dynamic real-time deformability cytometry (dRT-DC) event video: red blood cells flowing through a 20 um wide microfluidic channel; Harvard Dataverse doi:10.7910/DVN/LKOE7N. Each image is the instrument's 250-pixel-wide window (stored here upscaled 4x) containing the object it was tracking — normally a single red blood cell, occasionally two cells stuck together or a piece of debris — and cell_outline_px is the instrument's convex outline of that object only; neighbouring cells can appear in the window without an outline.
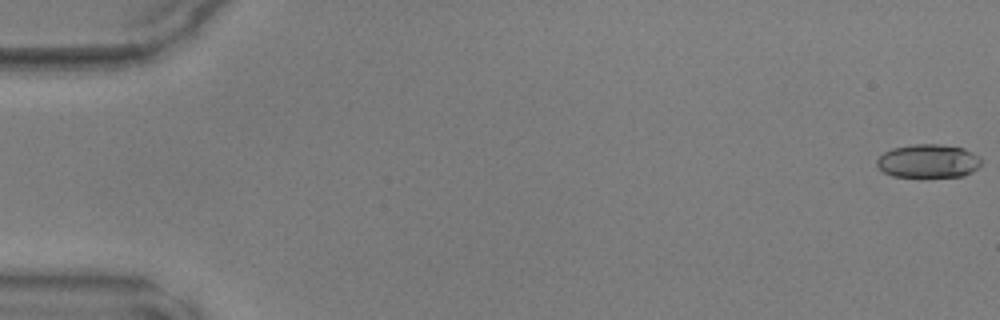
{"species": "common noctule bat (a hibernating species)", "species_latin": "Nyctalus noctula", "temperature_condition": "warm", "stored_images_in_passage": 49, "camera_frame_rate_fps": 3000, "um_per_image_px": 0.085, "animal": {"sex": "male", "body_mass_g": 17.9, "forearm_length_mm": 54.2}, "frame": {"image": 1, "passage_image": 1, "time_ms": 0.0, "image_size_px": [1000, 320], "cell_outline_px": [[980, 164], [972, 172], [960, 176], [892, 176], [884, 172], [876, 164], [876, 160], [884, 152], [892, 148], [912, 144], [940, 144], [964, 148], [980, 156]], "centroid_in_image_um": [78.89, 13.67], "position_along_channel_um": 6.1, "area_um2": 20.23}}
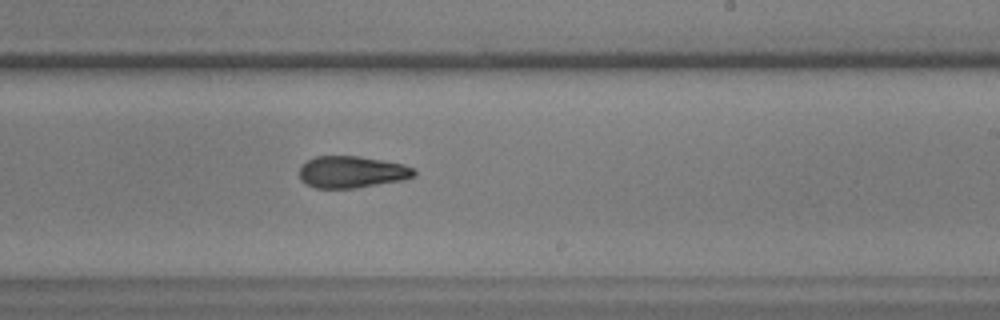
{"frame": {"image": 2, "passage_image": 30, "time_ms": 9.667, "image_size_px": [1000, 320], "cell_outline_px": [[416, 176], [404, 180], [356, 188], [316, 188], [304, 184], [300, 180], [300, 168], [308, 160], [316, 156], [360, 156], [404, 164], [416, 168]], "centroid_in_image_um": [29.94, 14.62], "position_along_channel_um": 259.1, "area_um2": 21.5}}
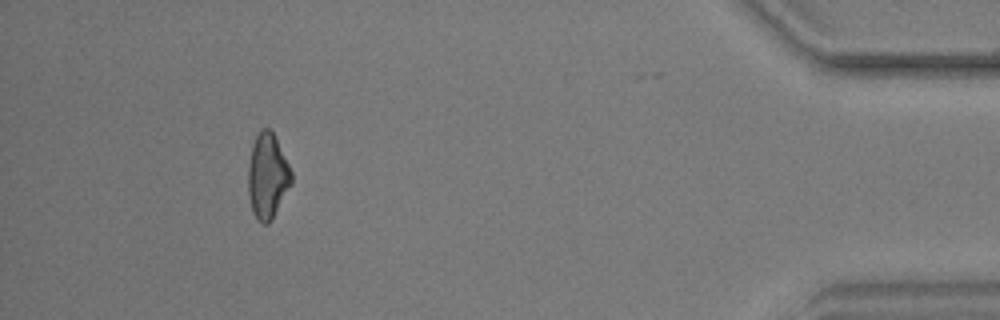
{"frame": {"image": 3, "passage_image": 45, "time_ms": 14.667, "image_size_px": [1000, 320], "cell_outline_px": [[292, 184], [272, 220], [268, 224], [264, 224], [256, 220], [252, 212], [248, 196], [248, 164], [252, 144], [260, 128], [268, 128], [272, 132], [292, 172]], "centroid_in_image_um": [22.72, 15.01], "position_along_channel_um": 412.5, "area_um2": 21.62}}